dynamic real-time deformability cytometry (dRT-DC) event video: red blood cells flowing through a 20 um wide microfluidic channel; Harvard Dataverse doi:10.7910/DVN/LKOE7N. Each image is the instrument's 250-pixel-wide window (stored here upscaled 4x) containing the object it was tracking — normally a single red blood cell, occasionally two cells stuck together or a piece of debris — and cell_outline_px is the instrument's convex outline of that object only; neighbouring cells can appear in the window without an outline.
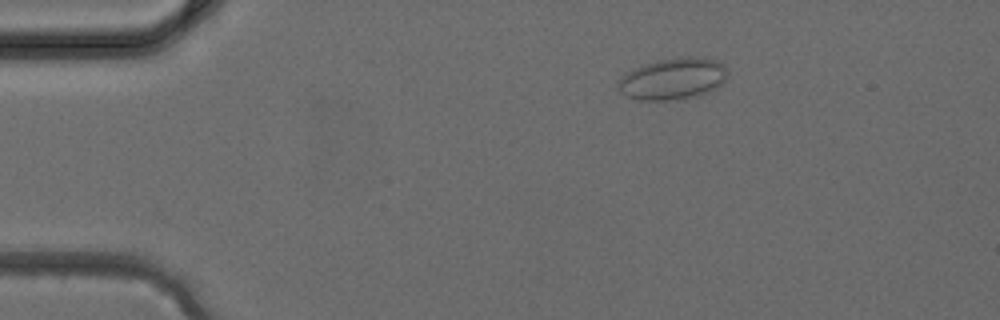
{"species": "common noctule bat (a hibernating species)", "species_latin": "Nyctalus noctula", "temperature_condition": "cold", "stored_images_in_passage": 38, "camera_frame_rate_fps": 3000, "um_per_image_px": 0.085, "animal": {"sex": "female", "body_mass_g": 24.6, "forearm_length_mm": 56.2}, "frame": {"image": 1, "passage_image": 7, "time_ms": 2.0, "image_size_px": [1000, 320], "cell_outline_px": [[728, 76], [724, 84], [700, 96], [668, 100], [640, 100], [628, 96], [620, 92], [616, 84], [628, 72], [644, 64], [660, 60], [692, 56], [716, 60], [724, 64], [728, 72]], "centroid_in_image_um": [57.26, 6.71], "position_along_channel_um": 27.7, "area_um2": 26.47}}
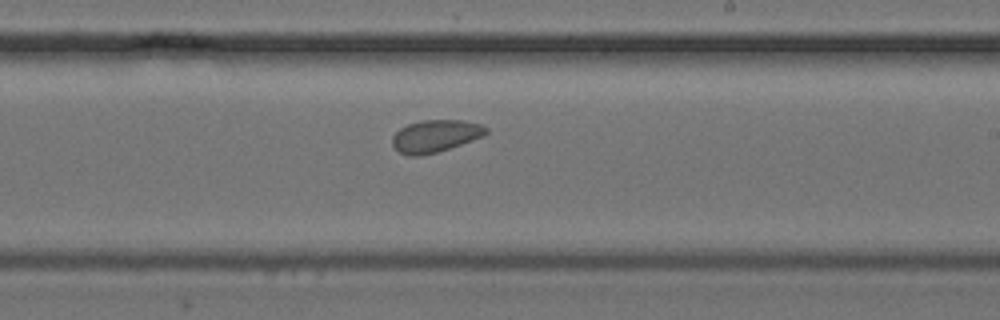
{"frame": {"image": 2, "passage_image": 23, "time_ms": 7.333, "image_size_px": [1000, 320], "cell_outline_px": [[488, 132], [484, 136], [436, 152], [420, 156], [408, 156], [400, 152], [392, 144], [392, 136], [400, 128], [408, 124], [420, 120], [464, 120], [480, 124], [488, 128]], "centroid_in_image_um": [37.0, 11.55], "position_along_channel_um": 252.0, "area_um2": 17.57}}
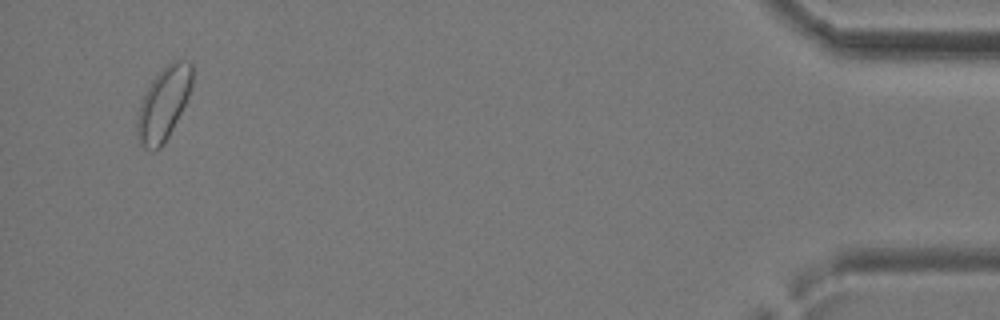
{"frame": {"image": 3, "passage_image": 37, "time_ms": 12.0, "image_size_px": [1000, 320], "cell_outline_px": [[192, 84], [188, 96], [164, 144], [160, 148], [144, 148], [140, 144], [136, 136], [136, 120], [140, 104], [152, 80], [172, 60], [192, 60]], "centroid_in_image_um": [13.9, 8.8], "position_along_channel_um": 421.3, "area_um2": 23.0}}